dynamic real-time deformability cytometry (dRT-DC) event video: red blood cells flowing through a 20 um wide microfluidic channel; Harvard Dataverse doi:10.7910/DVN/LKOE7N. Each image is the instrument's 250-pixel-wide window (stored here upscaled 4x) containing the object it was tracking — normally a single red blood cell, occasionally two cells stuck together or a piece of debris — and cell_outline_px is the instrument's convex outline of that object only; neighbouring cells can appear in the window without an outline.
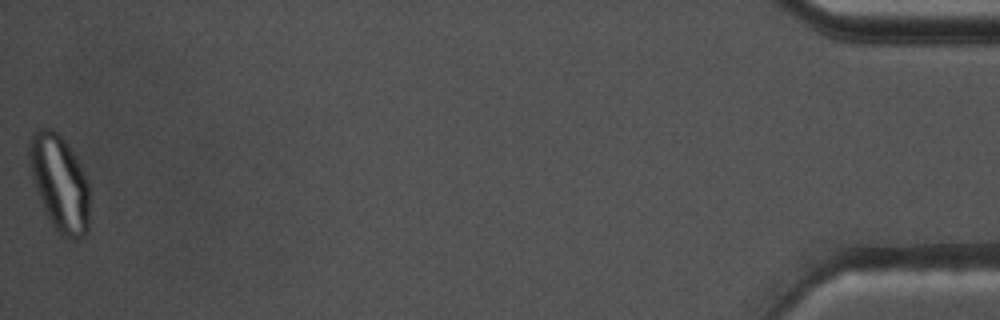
{"species": "common noctule bat (a hibernating species)", "species_latin": "Nyctalus noctula", "temperature_condition": "warm", "stored_images_in_passage": 43, "camera_frame_rate_fps": 3000, "um_per_image_px": 0.085, "animal": {"sex": "male", "body_mass_g": 17.5, "forearm_length_mm": 52.3}, "frame": {"image": 1, "passage_image": 43, "time_ms": 14.0, "image_size_px": [1000, 320], "cell_outline_px": [[88, 232], [84, 240], [72, 240], [60, 236], [52, 224], [44, 208], [36, 188], [32, 176], [28, 152], [28, 144], [32, 132], [40, 128], [52, 128], [68, 144], [84, 172], [88, 184]], "centroid_in_image_um": [5.07, 15.58], "position_along_channel_um": 430.1, "area_um2": 33.76}, "authors_computed_cell_mechanics": {"area_um2": 24.7384, "velocity_mm_per_s": 3.6507, "shape_relaxation_time_tau1_ms": null, "shape_relaxation_time_tau2_ms": 1.0385, "deformation_change_tau1": null, "deformation_change_tau2": 0.0661}}